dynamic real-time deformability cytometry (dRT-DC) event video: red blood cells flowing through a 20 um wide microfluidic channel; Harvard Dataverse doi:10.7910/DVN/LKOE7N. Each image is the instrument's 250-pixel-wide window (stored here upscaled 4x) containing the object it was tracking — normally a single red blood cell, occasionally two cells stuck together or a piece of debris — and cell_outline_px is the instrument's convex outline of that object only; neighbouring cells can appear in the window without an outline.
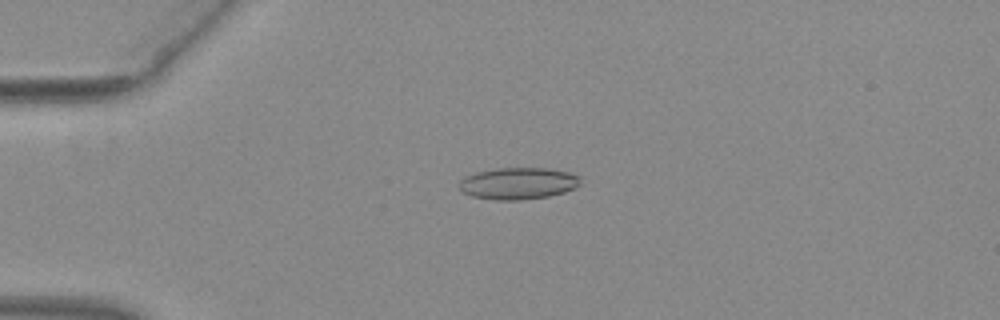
{"species": "common noctule bat (a hibernating species)", "species_latin": "Nyctalus noctula", "temperature_condition": "warm", "stored_images_in_passage": 53, "camera_frame_rate_fps": 3000, "um_per_image_px": 0.085, "animal": {"sex": "female", "body_mass_g": 29.2, "forearm_length_mm": 56.3}, "frame": {"image": 1, "passage_image": 14, "time_ms": 4.333, "image_size_px": [1000, 320], "cell_outline_px": [[580, 184], [576, 188], [564, 192], [548, 196], [520, 200], [496, 200], [472, 196], [464, 192], [460, 188], [460, 180], [464, 176], [476, 172], [496, 168], [548, 168], [568, 172], [580, 176]], "centroid_in_image_um": [44.06, 15.58], "position_along_channel_um": 40.9, "area_um2": 22.48}}
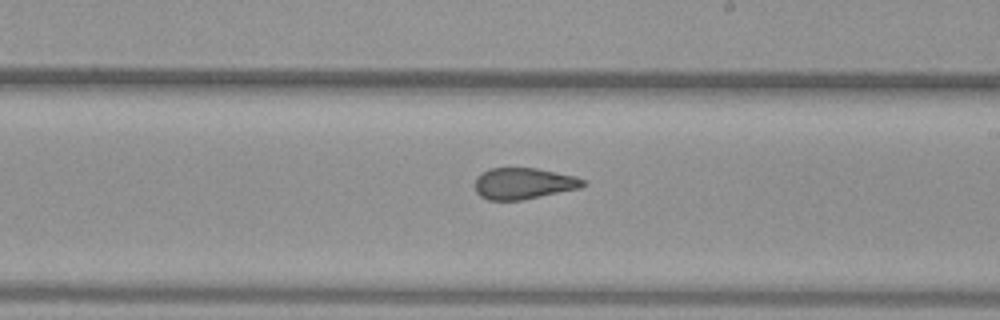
{"frame": {"image": 2, "passage_image": 32, "time_ms": 10.333, "image_size_px": [1000, 320], "cell_outline_px": [[588, 184], [580, 188], [520, 200], [488, 200], [480, 196], [476, 192], [476, 180], [488, 168], [536, 168], [576, 176], [584, 180]], "centroid_in_image_um": [44.53, 15.59], "position_along_channel_um": 244.5, "area_um2": 19.54}}
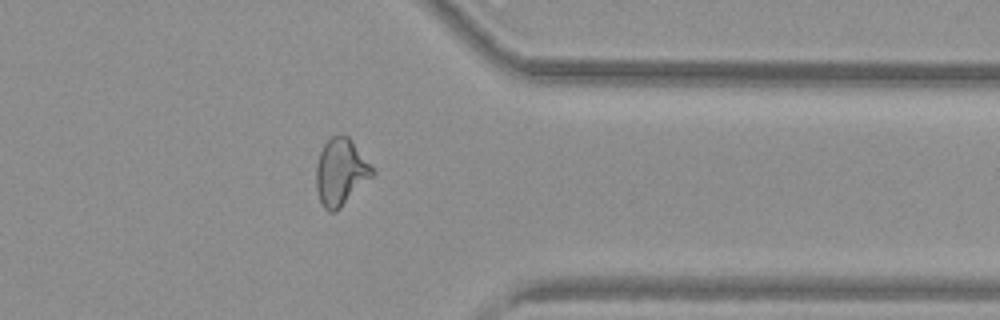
{"frame": {"image": 3, "passage_image": 43, "time_ms": 14.0, "image_size_px": [1000, 320], "cell_outline_px": [[376, 172], [336, 212], [328, 212], [324, 208], [320, 200], [316, 188], [316, 164], [320, 152], [324, 144], [332, 136], [348, 136]], "centroid_in_image_um": [28.94, 14.65], "position_along_channel_um": 382.5, "area_um2": 21.5}, "authors_computed_cell_mechanics": {"area_um2": 21.5016, "velocity_mm_per_s": 3.9764, "shape_relaxation_time_tau1_ms": null, "shape_relaxation_time_tau2_ms": 1.379, "deformation_change_tau1": null, "deformation_change_tau2": 0.0864}}